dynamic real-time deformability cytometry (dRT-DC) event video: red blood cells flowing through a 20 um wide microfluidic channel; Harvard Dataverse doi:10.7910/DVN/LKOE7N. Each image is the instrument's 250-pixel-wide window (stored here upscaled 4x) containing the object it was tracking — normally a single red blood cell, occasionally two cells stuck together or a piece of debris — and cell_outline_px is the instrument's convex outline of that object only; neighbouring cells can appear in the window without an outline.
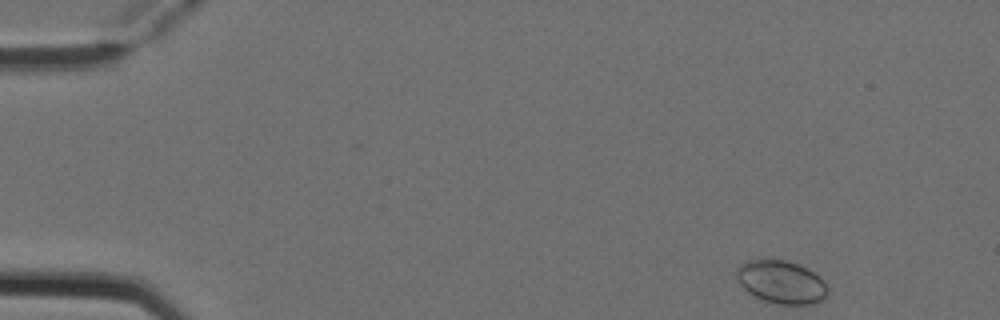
{"species": "Egyptian fruit bat (a non-hibernating species)", "species_latin": "Rousettus aegyptiacus", "temperature_condition": "cold", "stored_images_in_passage": 4, "camera_frame_rate_fps": 3000, "um_per_image_px": 0.085, "animal": {"sex": "female"}, "frame": {"image": 1, "passage_image": 1, "time_ms": 0.0, "image_size_px": [1000, 320], "cell_outline_px": [[828, 296], [824, 300], [816, 304], [780, 304], [764, 300], [748, 292], [736, 280], [736, 268], [740, 264], [748, 260], [784, 260], [800, 264], [808, 268], [820, 276], [824, 280], [828, 288]], "centroid_in_image_um": [66.45, 23.97], "position_along_channel_um": 18.5, "area_um2": 23.12}}